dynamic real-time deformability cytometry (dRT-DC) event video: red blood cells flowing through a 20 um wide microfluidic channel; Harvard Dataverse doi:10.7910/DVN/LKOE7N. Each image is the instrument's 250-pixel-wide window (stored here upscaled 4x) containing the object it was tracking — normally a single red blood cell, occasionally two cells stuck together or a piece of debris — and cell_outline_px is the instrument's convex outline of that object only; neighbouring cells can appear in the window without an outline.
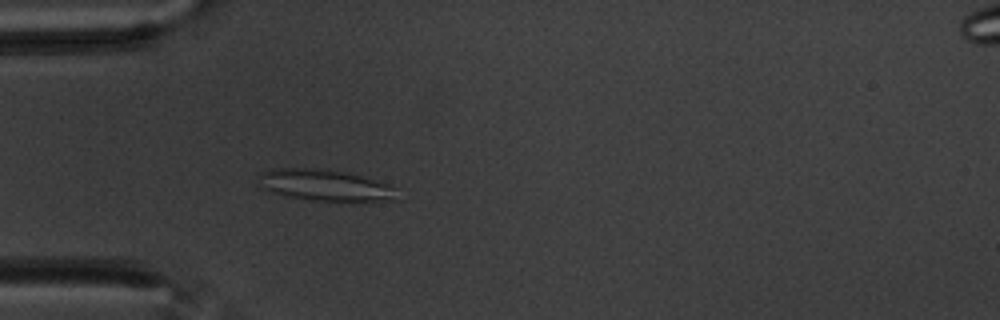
{"species": "common noctule bat (a hibernating species)", "species_latin": "Nyctalus noctula", "temperature_condition": "warm", "stored_images_in_passage": 59, "camera_frame_rate_fps": 3000, "um_per_image_px": 0.085, "animal": {"sex": "male", "body_mass_g": 20.1, "forearm_length_mm": 53.5}, "frame": {"image": 1, "passage_image": 18, "time_ms": 5.667, "image_size_px": [1000, 320], "cell_outline_px": [[400, 200], [364, 204], [312, 200], [284, 196], [272, 192], [264, 188], [260, 176], [260, 172], [272, 168], [328, 168], [348, 172], [364, 176], [392, 184]], "centroid_in_image_um": [27.82, 15.78], "position_along_channel_um": 57.2, "area_um2": 26.65}}
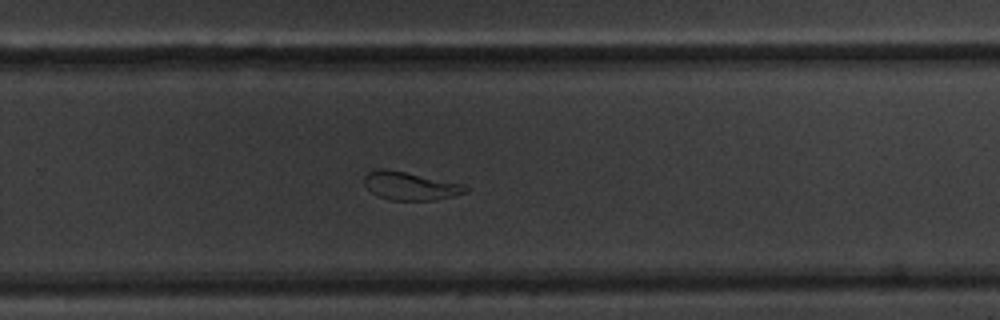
{"frame": {"image": 2, "passage_image": 39, "time_ms": 12.667, "image_size_px": [1000, 320], "cell_outline_px": [[472, 188], [468, 192], [436, 200], [388, 200], [376, 196], [364, 184], [364, 176], [368, 172], [376, 168], [384, 168], [464, 184]], "centroid_in_image_um": [34.87, 15.81], "position_along_channel_um": 294.9, "area_um2": 16.76}}
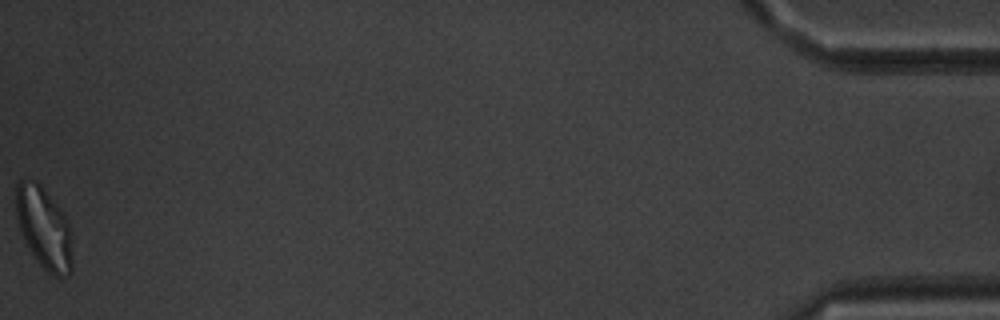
{"frame": {"image": 3, "passage_image": 59, "time_ms": 19.333, "image_size_px": [1000, 320], "cell_outline_px": [[72, 272], [60, 276], [52, 276], [36, 260], [24, 240], [16, 216], [16, 184], [24, 176], [28, 176], [36, 180], [40, 184], [56, 204], [64, 216], [72, 232]], "centroid_in_image_um": [3.73, 19.34], "position_along_channel_um": 431.5, "area_um2": 26.99}, "authors_computed_cell_mechanics": {"area_um2": 23.0044, "velocity_mm_per_s": 3.4706, "shape_relaxation_time_tau1_ms": 8.728, "shape_relaxation_time_tau2_ms": 2.5503, "deformation_change_tau1": 0.2003, "deformation_change_tau2": 0.1015}}